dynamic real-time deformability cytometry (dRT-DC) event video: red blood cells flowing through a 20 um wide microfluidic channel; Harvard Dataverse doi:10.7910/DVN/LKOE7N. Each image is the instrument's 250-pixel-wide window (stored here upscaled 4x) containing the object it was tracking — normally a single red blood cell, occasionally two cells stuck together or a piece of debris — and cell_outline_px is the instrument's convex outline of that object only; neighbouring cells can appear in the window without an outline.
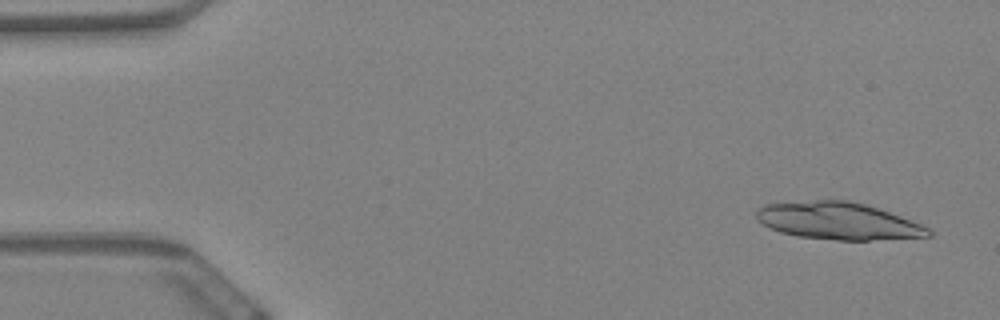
{"species": "Egyptian fruit bat (a non-hibernating species)", "species_latin": "Rousettus aegyptiacus", "temperature_condition": "warm", "stored_images_in_passage": 24, "camera_frame_rate_fps": 3000, "um_per_image_px": 0.085, "animal": {"sex": "female"}, "frame": {"image": 1, "passage_image": 3, "time_ms": 0.667, "image_size_px": [1000, 320], "cell_outline_px": [[932, 236], [868, 240], [836, 240], [796, 236], [780, 232], [764, 224], [756, 216], [756, 212], [764, 204], [816, 200], [848, 200], [864, 204], [900, 216], [920, 224], [928, 228], [932, 232]], "centroid_in_image_um": [71.24, 18.78], "position_along_channel_um": 13.8, "area_um2": 36.82}}